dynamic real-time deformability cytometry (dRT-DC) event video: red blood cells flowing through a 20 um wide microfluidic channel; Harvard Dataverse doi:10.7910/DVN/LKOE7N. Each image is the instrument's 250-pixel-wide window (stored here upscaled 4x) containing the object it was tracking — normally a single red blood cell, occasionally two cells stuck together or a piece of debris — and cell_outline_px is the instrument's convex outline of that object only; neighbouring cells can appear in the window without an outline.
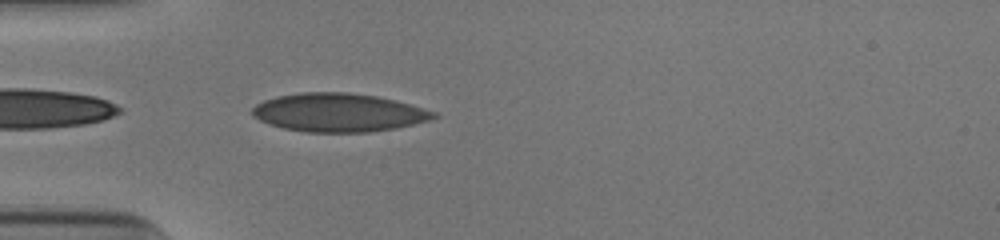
{"species": "human", "species_latin": "Homo sapiens", "temperature_condition": "cold", "stored_images_in_passage": 35, "camera_frame_rate_fps": 3000, "um_per_image_px": 0.085, "donor": {"sex": "male"}, "frame": {"image": 1, "passage_image": 1, "time_ms": 0.0, "image_size_px": [1000, 240], "cell_outline_px": [[440, 116], [432, 120], [396, 128], [368, 132], [304, 132], [284, 128], [268, 124], [252, 116], [252, 108], [256, 104], [264, 100], [276, 96], [300, 92], [348, 92], [376, 96], [396, 100], [436, 112]], "centroid_in_image_um": [28.79, 9.56], "position_along_channel_um": 56.2, "area_um2": 40.86}}
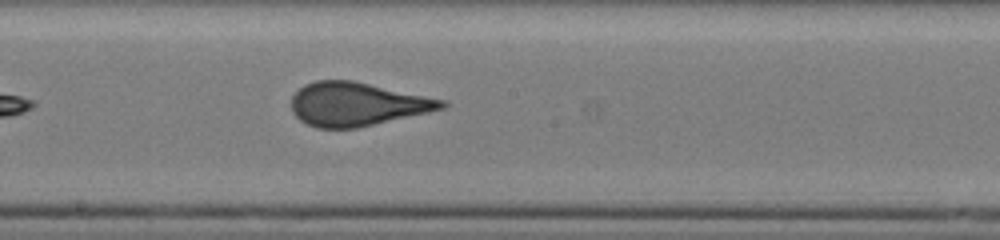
{"frame": {"image": 2, "passage_image": 14, "time_ms": 4.333, "image_size_px": [1000, 240], "cell_outline_px": [[448, 104], [444, 108], [428, 112], [356, 128], [316, 128], [300, 120], [292, 112], [292, 96], [304, 84], [316, 80], [352, 80], [444, 100]], "centroid_in_image_um": [30.3, 8.85], "position_along_channel_um": 217.9, "area_um2": 37.74}}
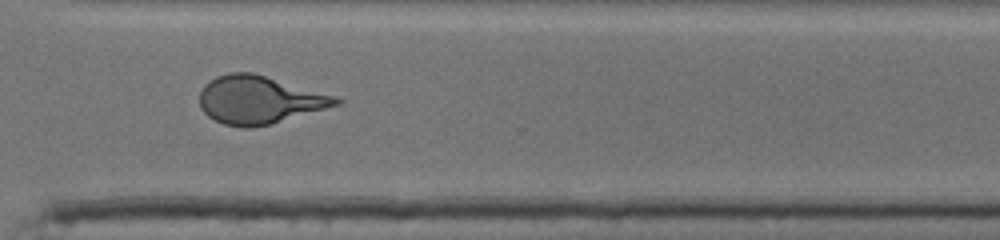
{"frame": {"image": 3, "passage_image": 24, "time_ms": 7.667, "image_size_px": [1000, 240], "cell_outline_px": [[344, 100], [340, 104], [272, 124], [248, 128], [244, 128], [224, 124], [208, 116], [200, 108], [200, 92], [204, 84], [216, 76], [232, 72], [252, 72], [336, 96]], "centroid_in_image_um": [22.03, 8.49], "position_along_channel_um": 348.6, "area_um2": 37.97}, "authors_computed_cell_mechanics": {"area_um2": 38.2636, "velocity_mm_per_s": 3.9171, "shape_relaxation_time_tau1_ms": 7.0064, "shape_relaxation_time_tau2_ms": null, "deformation_change_tau1": 0.204, "deformation_change_tau2": null}}